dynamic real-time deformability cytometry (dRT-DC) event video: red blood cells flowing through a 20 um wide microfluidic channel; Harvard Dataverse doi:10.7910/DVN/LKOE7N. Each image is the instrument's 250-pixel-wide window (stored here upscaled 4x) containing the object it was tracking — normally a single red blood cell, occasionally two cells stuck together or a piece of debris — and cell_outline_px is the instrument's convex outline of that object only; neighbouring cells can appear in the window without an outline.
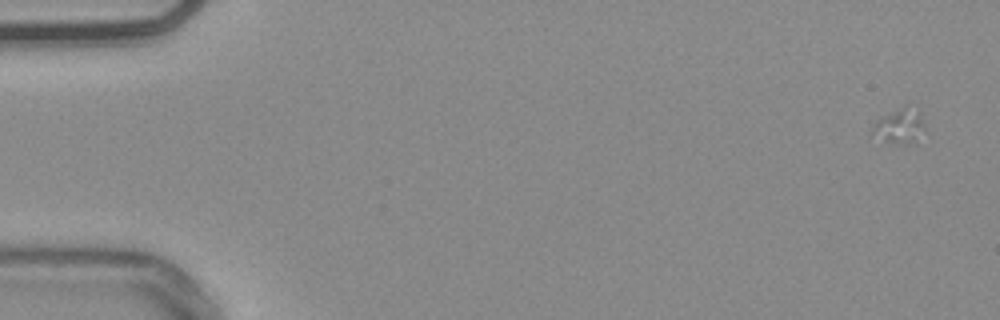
{"species": "common noctule bat (a hibernating species)", "species_latin": "Nyctalus noctula", "temperature_condition": "warm", "stored_images_in_passage": 19, "camera_frame_rate_fps": 3000, "um_per_image_px": 0.085, "animal": {"sex": "male", "body_mass_g": 20.4}, "frame": {"image": 1, "passage_image": 3, "time_ms": 0.667, "image_size_px": [1000, 320], "cell_outline_px": [[924, 128], [916, 144], [900, 144], [868, 136], [868, 132], [876, 120], [880, 116], [904, 104], [924, 124]], "centroid_in_image_um": [76.32, 10.78], "position_along_channel_um": 8.7, "area_um2": 10.64}}